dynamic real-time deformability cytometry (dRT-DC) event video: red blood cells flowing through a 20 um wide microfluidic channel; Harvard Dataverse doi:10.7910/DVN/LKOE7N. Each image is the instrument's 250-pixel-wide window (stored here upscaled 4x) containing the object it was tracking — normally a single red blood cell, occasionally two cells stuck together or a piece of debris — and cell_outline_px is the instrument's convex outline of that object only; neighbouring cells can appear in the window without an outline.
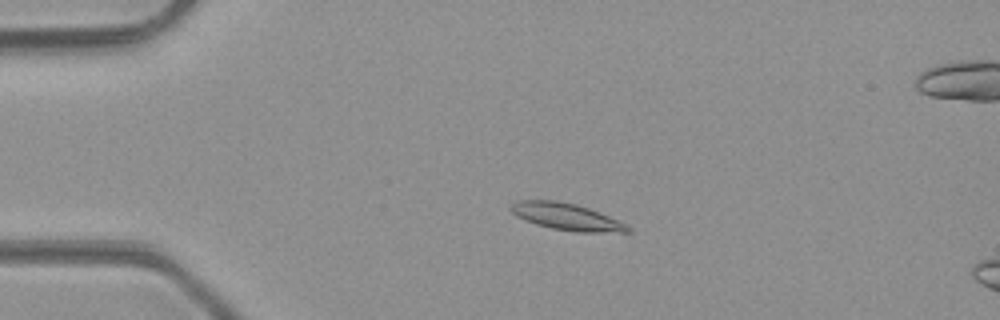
{"species": "common noctule bat (a hibernating species)", "species_latin": "Nyctalus noctula", "temperature_condition": "room temperature", "stored_images_in_passage": 50, "segment_of_instrument_passage": [1, 2], "camera_frame_rate_fps": 3000, "um_per_image_px": 0.085, "animal": {"sex": "male", "body_mass_g": 23.1, "forearm_length_mm": 52.7}, "frame": {"image": 1, "passage_image": 11, "time_ms": 3.333, "image_size_px": [1000, 320], "cell_outline_px": [[632, 232], [572, 232], [552, 228], [536, 224], [516, 216], [508, 208], [516, 200], [556, 200], [576, 204], [588, 208], [608, 216], [632, 228]], "centroid_in_image_um": [48.12, 18.42], "position_along_channel_um": 36.9, "area_um2": 18.21}}
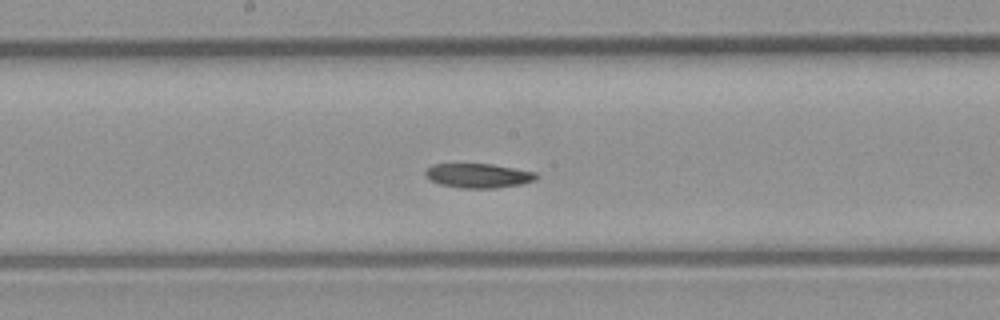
{"frame": {"image": 2, "passage_image": 26, "time_ms": 8.333, "image_size_px": [1000, 320], "cell_outline_px": [[536, 180], [524, 184], [496, 188], [460, 188], [440, 184], [432, 180], [424, 172], [432, 164], [492, 164], [536, 172]], "centroid_in_image_um": [40.7, 14.93], "position_along_channel_um": 207.5, "area_um2": 15.66}}
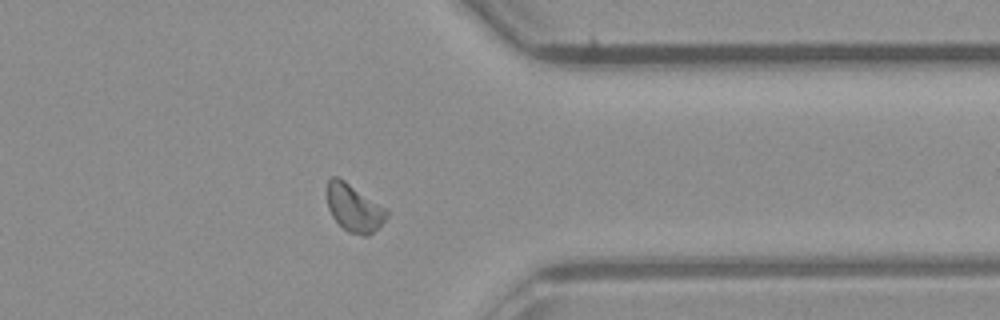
{"frame": {"image": 3, "passage_image": 39, "time_ms": 12.667, "image_size_px": [1000, 320], "cell_outline_px": [[388, 216], [368, 236], [360, 236], [348, 232], [332, 216], [328, 208], [328, 180], [332, 176], [336, 176], [344, 180], [388, 208]], "centroid_in_image_um": [30.12, 17.67], "position_along_channel_um": 381.3, "area_um2": 16.42}}